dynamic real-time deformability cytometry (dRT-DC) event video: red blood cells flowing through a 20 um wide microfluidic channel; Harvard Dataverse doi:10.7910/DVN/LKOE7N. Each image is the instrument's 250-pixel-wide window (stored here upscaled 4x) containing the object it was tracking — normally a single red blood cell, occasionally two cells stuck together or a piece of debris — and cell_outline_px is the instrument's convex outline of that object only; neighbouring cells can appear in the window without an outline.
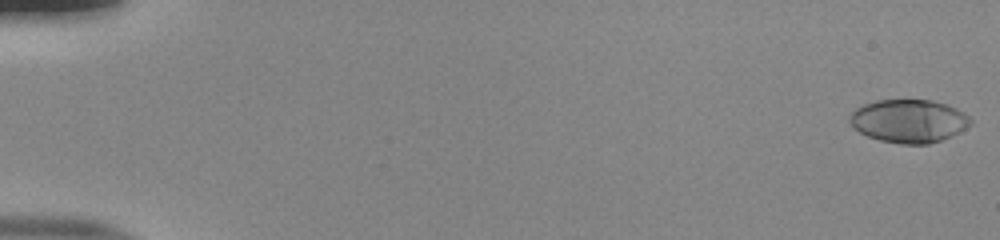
{"species": "human", "species_latin": "Homo sapiens", "temperature_condition": "room temperature", "stored_images_in_passage": 54, "camera_frame_rate_fps": 3000, "um_per_image_px": 0.085, "donor": {"sex": "male"}, "frame": {"image": 1, "passage_image": 1, "time_ms": 0.0, "image_size_px": [1000, 240], "cell_outline_px": [[972, 124], [940, 140], [928, 144], [900, 144], [880, 140], [868, 136], [852, 128], [848, 120], [852, 112], [856, 108], [864, 104], [876, 100], [932, 100], [948, 104], [964, 112], [972, 120]], "centroid_in_image_um": [77.22, 10.27], "position_along_channel_um": 7.8, "area_um2": 30.35}}
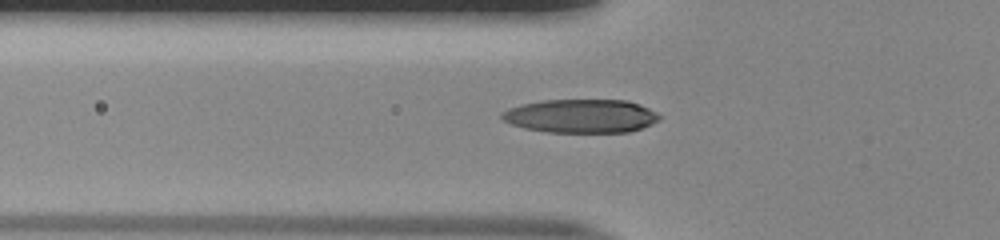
{"frame": {"image": 2, "passage_image": 20, "time_ms": 6.333, "image_size_px": [1000, 240], "cell_outline_px": [[660, 120], [652, 124], [628, 132], [548, 132], [524, 128], [512, 124], [504, 120], [500, 116], [500, 112], [508, 108], [520, 104], [540, 100], [628, 100], [640, 104], [656, 112], [660, 116]], "centroid_in_image_um": [49.36, 9.85], "position_along_channel_um": 76.4, "area_um2": 30.98}}
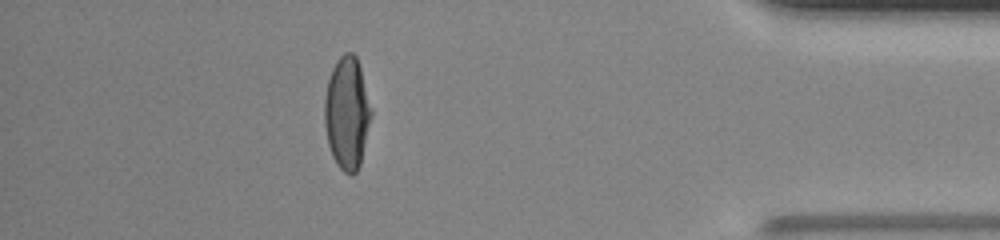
{"frame": {"image": 3, "passage_image": 48, "time_ms": 15.667, "image_size_px": [1000, 240], "cell_outline_px": [[372, 116], [360, 164], [356, 172], [352, 176], [344, 172], [336, 164], [332, 156], [328, 144], [324, 124], [324, 100], [328, 80], [332, 68], [336, 60], [344, 52], [352, 52], [356, 56], [360, 68], [372, 108]], "centroid_in_image_um": [29.49, 9.62], "position_along_channel_um": 405.7, "area_um2": 30.81}, "authors_computed_cell_mechanics": {"area_um2": 30.2872, "velocity_mm_per_s": 3.9275, "shape_relaxation_time_tau1_ms": 5.7519, "shape_relaxation_time_tau2_ms": 0.9163, "deformation_change_tau1": 0.2664, "deformation_change_tau2": 0.0455}}